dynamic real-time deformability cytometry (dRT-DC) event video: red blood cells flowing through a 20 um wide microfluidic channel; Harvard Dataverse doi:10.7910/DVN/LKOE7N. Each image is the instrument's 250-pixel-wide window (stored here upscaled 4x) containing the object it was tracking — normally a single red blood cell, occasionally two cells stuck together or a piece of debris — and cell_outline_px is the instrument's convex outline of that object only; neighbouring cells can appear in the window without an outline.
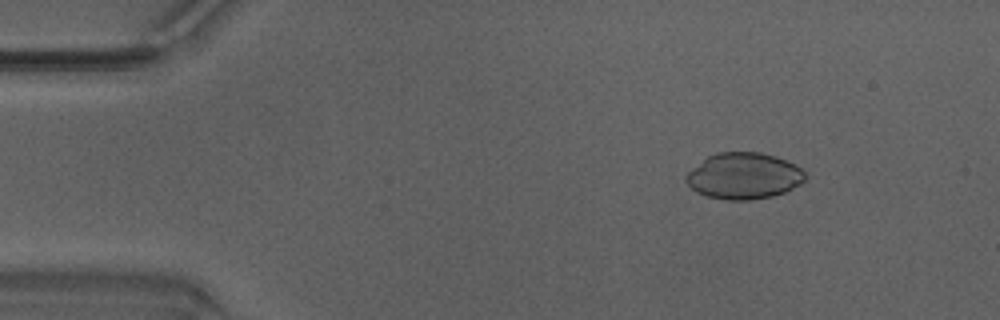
{"species": "Egyptian fruit bat (a non-hibernating species)", "species_latin": "Rousettus aegyptiacus", "temperature_condition": "warm", "stored_images_in_passage": 46, "camera_frame_rate_fps": 3000, "um_per_image_px": 0.085, "animal": {"sex": "male"}, "frame": {"image": 1, "passage_image": 3, "time_ms": 0.667, "image_size_px": [1000, 320], "cell_outline_px": [[804, 180], [800, 184], [784, 192], [772, 196], [752, 200], [724, 200], [708, 196], [696, 192], [684, 180], [684, 176], [692, 168], [708, 156], [716, 152], [760, 152], [776, 156], [796, 164], [804, 172]], "centroid_in_image_um": [63.2, 14.95], "position_along_channel_um": 21.8, "area_um2": 32.19}}
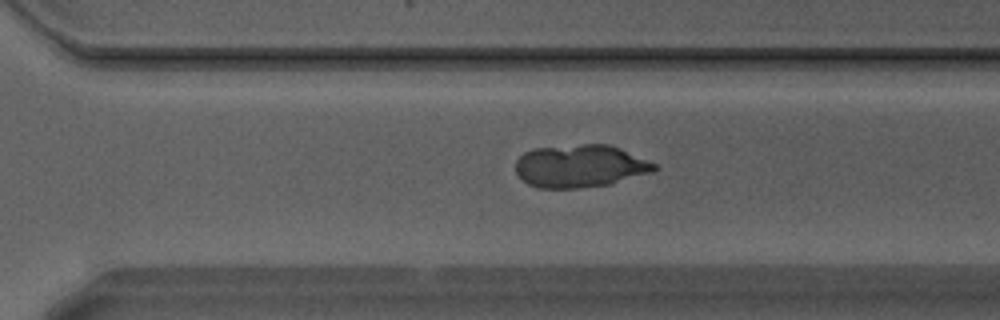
{"frame": {"image": 2, "passage_image": 30, "time_ms": 9.667, "image_size_px": [1000, 320], "cell_outline_px": [[656, 168], [652, 172], [608, 184], [576, 188], [536, 188], [528, 184], [516, 172], [516, 160], [524, 152], [532, 148], [584, 144], [608, 144], [620, 148], [656, 164]], "centroid_in_image_um": [49.27, 14.11], "position_along_channel_um": 321.3, "area_um2": 34.28}}
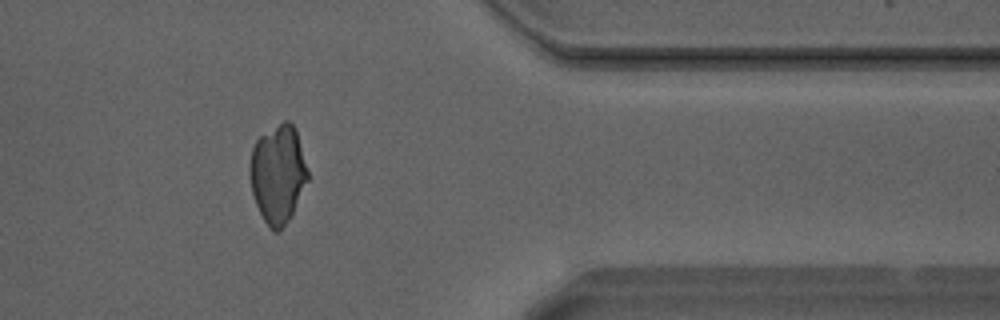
{"frame": {"image": 3, "passage_image": 36, "time_ms": 11.667, "image_size_px": [1000, 320], "cell_outline_px": [[308, 180], [288, 220], [280, 232], [272, 232], [264, 220], [256, 204], [252, 192], [248, 176], [248, 164], [252, 148], [256, 140], [260, 136], [284, 120], [288, 120], [296, 128], [308, 172]], "centroid_in_image_um": [23.59, 14.78], "position_along_channel_um": 387.8, "area_um2": 33.23}}